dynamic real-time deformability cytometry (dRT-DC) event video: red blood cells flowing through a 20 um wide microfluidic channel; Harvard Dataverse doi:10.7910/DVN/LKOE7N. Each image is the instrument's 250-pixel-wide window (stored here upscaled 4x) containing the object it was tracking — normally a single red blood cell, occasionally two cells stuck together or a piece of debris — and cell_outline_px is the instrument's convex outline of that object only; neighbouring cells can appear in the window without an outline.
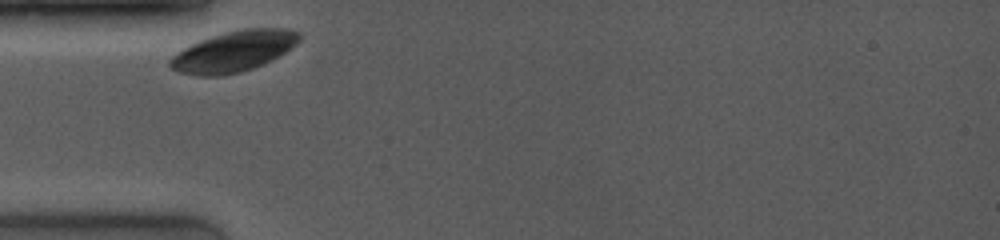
{"species": "common noctule bat (a hibernating species)", "species_latin": "Nyctalus noctula", "temperature_condition": "room temperature", "stored_images_in_passage": 8, "camera_frame_rate_fps": 4000, "um_per_image_px": 0.085, "animal": {"sex": "female", "body_mass_g": 19.0, "forearm_length_mm": 53.3}, "frame": {"image": 1, "passage_image": 1, "time_ms": 0.0, "image_size_px": [1000, 240], "cell_outline_px": [[300, 40], [280, 56], [272, 60], [252, 68], [240, 72], [220, 76], [196, 76], [176, 72], [168, 64], [168, 60], [172, 56], [184, 48], [200, 40], [224, 32], [244, 28], [288, 28], [300, 32]], "centroid_in_image_um": [19.86, 4.37], "position_along_channel_um": 65.1, "area_um2": 30.75}}
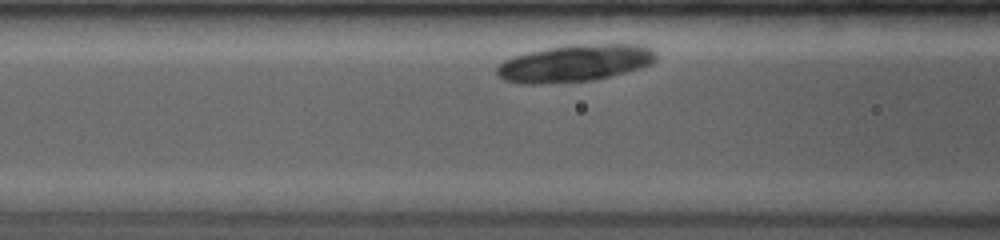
{"frame": {"image": 2, "passage_image": 6, "time_ms": 1.5, "image_size_px": [1000, 240], "cell_outline_px": [[656, 60], [652, 64], [640, 68], [592, 80], [536, 84], [520, 84], [504, 80], [496, 76], [496, 68], [504, 60], [528, 52], [568, 44], [640, 44], [656, 52]], "centroid_in_image_um": [48.84, 5.37], "position_along_channel_um": 117.8, "area_um2": 34.33}}